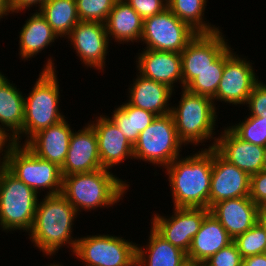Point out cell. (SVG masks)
I'll return each instance as SVG.
<instances>
[{
  "mask_svg": "<svg viewBox=\"0 0 266 266\" xmlns=\"http://www.w3.org/2000/svg\"><path fill=\"white\" fill-rule=\"evenodd\" d=\"M9 13L12 14L10 6H9V1L0 0V19L3 18L4 16L9 15Z\"/></svg>",
  "mask_w": 266,
  "mask_h": 266,
  "instance_id": "42",
  "label": "cell"
},
{
  "mask_svg": "<svg viewBox=\"0 0 266 266\" xmlns=\"http://www.w3.org/2000/svg\"><path fill=\"white\" fill-rule=\"evenodd\" d=\"M80 21L105 23L116 0H75Z\"/></svg>",
  "mask_w": 266,
  "mask_h": 266,
  "instance_id": "34",
  "label": "cell"
},
{
  "mask_svg": "<svg viewBox=\"0 0 266 266\" xmlns=\"http://www.w3.org/2000/svg\"><path fill=\"white\" fill-rule=\"evenodd\" d=\"M233 242L221 223L209 212L203 219L199 231L193 237L187 257L200 262Z\"/></svg>",
  "mask_w": 266,
  "mask_h": 266,
  "instance_id": "23",
  "label": "cell"
},
{
  "mask_svg": "<svg viewBox=\"0 0 266 266\" xmlns=\"http://www.w3.org/2000/svg\"><path fill=\"white\" fill-rule=\"evenodd\" d=\"M231 49L229 46L225 50L224 71L213 102L216 100L235 106L246 105L259 78L253 68L254 63L247 61L246 57H239Z\"/></svg>",
  "mask_w": 266,
  "mask_h": 266,
  "instance_id": "11",
  "label": "cell"
},
{
  "mask_svg": "<svg viewBox=\"0 0 266 266\" xmlns=\"http://www.w3.org/2000/svg\"><path fill=\"white\" fill-rule=\"evenodd\" d=\"M263 170H266V147L264 149Z\"/></svg>",
  "mask_w": 266,
  "mask_h": 266,
  "instance_id": "46",
  "label": "cell"
},
{
  "mask_svg": "<svg viewBox=\"0 0 266 266\" xmlns=\"http://www.w3.org/2000/svg\"><path fill=\"white\" fill-rule=\"evenodd\" d=\"M250 199L261 209H266V170L250 176Z\"/></svg>",
  "mask_w": 266,
  "mask_h": 266,
  "instance_id": "37",
  "label": "cell"
},
{
  "mask_svg": "<svg viewBox=\"0 0 266 266\" xmlns=\"http://www.w3.org/2000/svg\"><path fill=\"white\" fill-rule=\"evenodd\" d=\"M19 33V55L24 61L35 57L59 39L39 10L27 18Z\"/></svg>",
  "mask_w": 266,
  "mask_h": 266,
  "instance_id": "25",
  "label": "cell"
},
{
  "mask_svg": "<svg viewBox=\"0 0 266 266\" xmlns=\"http://www.w3.org/2000/svg\"><path fill=\"white\" fill-rule=\"evenodd\" d=\"M3 165L38 195L41 189L49 190L46 191L47 195L61 193L63 181L61 168L36 156L24 144L10 143Z\"/></svg>",
  "mask_w": 266,
  "mask_h": 266,
  "instance_id": "7",
  "label": "cell"
},
{
  "mask_svg": "<svg viewBox=\"0 0 266 266\" xmlns=\"http://www.w3.org/2000/svg\"><path fill=\"white\" fill-rule=\"evenodd\" d=\"M38 10L60 38H67L80 21L75 0H47Z\"/></svg>",
  "mask_w": 266,
  "mask_h": 266,
  "instance_id": "28",
  "label": "cell"
},
{
  "mask_svg": "<svg viewBox=\"0 0 266 266\" xmlns=\"http://www.w3.org/2000/svg\"><path fill=\"white\" fill-rule=\"evenodd\" d=\"M96 118V121H90L89 124L96 133L102 168L110 170L123 160L134 159L133 145L116 124L106 115Z\"/></svg>",
  "mask_w": 266,
  "mask_h": 266,
  "instance_id": "18",
  "label": "cell"
},
{
  "mask_svg": "<svg viewBox=\"0 0 266 266\" xmlns=\"http://www.w3.org/2000/svg\"><path fill=\"white\" fill-rule=\"evenodd\" d=\"M148 244H137L136 266H179L187 256L184 251L164 239L152 226Z\"/></svg>",
  "mask_w": 266,
  "mask_h": 266,
  "instance_id": "27",
  "label": "cell"
},
{
  "mask_svg": "<svg viewBox=\"0 0 266 266\" xmlns=\"http://www.w3.org/2000/svg\"><path fill=\"white\" fill-rule=\"evenodd\" d=\"M173 215L166 216L153 214L152 227L173 246L186 254L193 237L199 231L204 217L210 212L207 208H176Z\"/></svg>",
  "mask_w": 266,
  "mask_h": 266,
  "instance_id": "13",
  "label": "cell"
},
{
  "mask_svg": "<svg viewBox=\"0 0 266 266\" xmlns=\"http://www.w3.org/2000/svg\"><path fill=\"white\" fill-rule=\"evenodd\" d=\"M213 99L191 93L185 88L182 89L181 99L177 107H171V114L175 121V127L179 140L184 144L198 146L207 140H214L207 146L212 149L215 147L216 138L215 126L218 114Z\"/></svg>",
  "mask_w": 266,
  "mask_h": 266,
  "instance_id": "5",
  "label": "cell"
},
{
  "mask_svg": "<svg viewBox=\"0 0 266 266\" xmlns=\"http://www.w3.org/2000/svg\"><path fill=\"white\" fill-rule=\"evenodd\" d=\"M225 66V51L199 76L194 78L185 89L191 93L213 99L216 95Z\"/></svg>",
  "mask_w": 266,
  "mask_h": 266,
  "instance_id": "31",
  "label": "cell"
},
{
  "mask_svg": "<svg viewBox=\"0 0 266 266\" xmlns=\"http://www.w3.org/2000/svg\"><path fill=\"white\" fill-rule=\"evenodd\" d=\"M108 38L115 42H140L143 19L125 0H116L105 22ZM115 38V39H114Z\"/></svg>",
  "mask_w": 266,
  "mask_h": 266,
  "instance_id": "24",
  "label": "cell"
},
{
  "mask_svg": "<svg viewBox=\"0 0 266 266\" xmlns=\"http://www.w3.org/2000/svg\"><path fill=\"white\" fill-rule=\"evenodd\" d=\"M66 119L34 134L24 145L36 156L62 167L73 133Z\"/></svg>",
  "mask_w": 266,
  "mask_h": 266,
  "instance_id": "21",
  "label": "cell"
},
{
  "mask_svg": "<svg viewBox=\"0 0 266 266\" xmlns=\"http://www.w3.org/2000/svg\"><path fill=\"white\" fill-rule=\"evenodd\" d=\"M243 258L234 242L220 249L203 262V266H242Z\"/></svg>",
  "mask_w": 266,
  "mask_h": 266,
  "instance_id": "35",
  "label": "cell"
},
{
  "mask_svg": "<svg viewBox=\"0 0 266 266\" xmlns=\"http://www.w3.org/2000/svg\"><path fill=\"white\" fill-rule=\"evenodd\" d=\"M179 266H203V263L186 256Z\"/></svg>",
  "mask_w": 266,
  "mask_h": 266,
  "instance_id": "43",
  "label": "cell"
},
{
  "mask_svg": "<svg viewBox=\"0 0 266 266\" xmlns=\"http://www.w3.org/2000/svg\"><path fill=\"white\" fill-rule=\"evenodd\" d=\"M242 266H266V253L243 258Z\"/></svg>",
  "mask_w": 266,
  "mask_h": 266,
  "instance_id": "40",
  "label": "cell"
},
{
  "mask_svg": "<svg viewBox=\"0 0 266 266\" xmlns=\"http://www.w3.org/2000/svg\"><path fill=\"white\" fill-rule=\"evenodd\" d=\"M259 221L264 225L266 231V209L261 211Z\"/></svg>",
  "mask_w": 266,
  "mask_h": 266,
  "instance_id": "44",
  "label": "cell"
},
{
  "mask_svg": "<svg viewBox=\"0 0 266 266\" xmlns=\"http://www.w3.org/2000/svg\"><path fill=\"white\" fill-rule=\"evenodd\" d=\"M184 144L177 135L172 114L156 116L133 145L134 159L165 168L180 157ZM160 165V166H159Z\"/></svg>",
  "mask_w": 266,
  "mask_h": 266,
  "instance_id": "8",
  "label": "cell"
},
{
  "mask_svg": "<svg viewBox=\"0 0 266 266\" xmlns=\"http://www.w3.org/2000/svg\"><path fill=\"white\" fill-rule=\"evenodd\" d=\"M212 164L213 148H202L165 167L174 207L209 209Z\"/></svg>",
  "mask_w": 266,
  "mask_h": 266,
  "instance_id": "1",
  "label": "cell"
},
{
  "mask_svg": "<svg viewBox=\"0 0 266 266\" xmlns=\"http://www.w3.org/2000/svg\"><path fill=\"white\" fill-rule=\"evenodd\" d=\"M10 81L0 86V130L12 141L22 131L25 106L22 92Z\"/></svg>",
  "mask_w": 266,
  "mask_h": 266,
  "instance_id": "26",
  "label": "cell"
},
{
  "mask_svg": "<svg viewBox=\"0 0 266 266\" xmlns=\"http://www.w3.org/2000/svg\"><path fill=\"white\" fill-rule=\"evenodd\" d=\"M7 80V77L0 72V86Z\"/></svg>",
  "mask_w": 266,
  "mask_h": 266,
  "instance_id": "45",
  "label": "cell"
},
{
  "mask_svg": "<svg viewBox=\"0 0 266 266\" xmlns=\"http://www.w3.org/2000/svg\"><path fill=\"white\" fill-rule=\"evenodd\" d=\"M198 33L168 8L143 20L145 49L181 53Z\"/></svg>",
  "mask_w": 266,
  "mask_h": 266,
  "instance_id": "10",
  "label": "cell"
},
{
  "mask_svg": "<svg viewBox=\"0 0 266 266\" xmlns=\"http://www.w3.org/2000/svg\"><path fill=\"white\" fill-rule=\"evenodd\" d=\"M249 194L250 176L224 159L213 148L209 209L219 201L248 197Z\"/></svg>",
  "mask_w": 266,
  "mask_h": 266,
  "instance_id": "15",
  "label": "cell"
},
{
  "mask_svg": "<svg viewBox=\"0 0 266 266\" xmlns=\"http://www.w3.org/2000/svg\"><path fill=\"white\" fill-rule=\"evenodd\" d=\"M261 211L249 196L222 200L210 208V213L233 239L252 228Z\"/></svg>",
  "mask_w": 266,
  "mask_h": 266,
  "instance_id": "20",
  "label": "cell"
},
{
  "mask_svg": "<svg viewBox=\"0 0 266 266\" xmlns=\"http://www.w3.org/2000/svg\"><path fill=\"white\" fill-rule=\"evenodd\" d=\"M109 118L134 145L140 133L152 123L156 115L126 102L115 108L112 117L109 116Z\"/></svg>",
  "mask_w": 266,
  "mask_h": 266,
  "instance_id": "29",
  "label": "cell"
},
{
  "mask_svg": "<svg viewBox=\"0 0 266 266\" xmlns=\"http://www.w3.org/2000/svg\"><path fill=\"white\" fill-rule=\"evenodd\" d=\"M133 84H130L128 103L134 107L149 111L156 116L171 113L168 104L173 90L165 84L143 77L137 74ZM132 85V86H131Z\"/></svg>",
  "mask_w": 266,
  "mask_h": 266,
  "instance_id": "22",
  "label": "cell"
},
{
  "mask_svg": "<svg viewBox=\"0 0 266 266\" xmlns=\"http://www.w3.org/2000/svg\"><path fill=\"white\" fill-rule=\"evenodd\" d=\"M214 149L249 176L263 170L265 147L242 140L228 126L217 137Z\"/></svg>",
  "mask_w": 266,
  "mask_h": 266,
  "instance_id": "17",
  "label": "cell"
},
{
  "mask_svg": "<svg viewBox=\"0 0 266 266\" xmlns=\"http://www.w3.org/2000/svg\"><path fill=\"white\" fill-rule=\"evenodd\" d=\"M144 20L167 8V0H125Z\"/></svg>",
  "mask_w": 266,
  "mask_h": 266,
  "instance_id": "38",
  "label": "cell"
},
{
  "mask_svg": "<svg viewBox=\"0 0 266 266\" xmlns=\"http://www.w3.org/2000/svg\"><path fill=\"white\" fill-rule=\"evenodd\" d=\"M10 143H12V142L0 130V154L2 153L1 155L3 156V157H1V155H0V165H2L4 163L6 150H7V147L10 145Z\"/></svg>",
  "mask_w": 266,
  "mask_h": 266,
  "instance_id": "41",
  "label": "cell"
},
{
  "mask_svg": "<svg viewBox=\"0 0 266 266\" xmlns=\"http://www.w3.org/2000/svg\"><path fill=\"white\" fill-rule=\"evenodd\" d=\"M52 59V57L48 58L32 91L29 92L28 97L24 96L23 128L11 141L12 143L21 145L23 136V138L27 137L22 143L25 144L34 134L67 118L59 110L60 85L57 80L56 66Z\"/></svg>",
  "mask_w": 266,
  "mask_h": 266,
  "instance_id": "3",
  "label": "cell"
},
{
  "mask_svg": "<svg viewBox=\"0 0 266 266\" xmlns=\"http://www.w3.org/2000/svg\"><path fill=\"white\" fill-rule=\"evenodd\" d=\"M229 128L242 140L266 147V119L246 116L243 121Z\"/></svg>",
  "mask_w": 266,
  "mask_h": 266,
  "instance_id": "33",
  "label": "cell"
},
{
  "mask_svg": "<svg viewBox=\"0 0 266 266\" xmlns=\"http://www.w3.org/2000/svg\"><path fill=\"white\" fill-rule=\"evenodd\" d=\"M246 104L251 111L248 116H258L266 119V84L264 82L259 80L255 84Z\"/></svg>",
  "mask_w": 266,
  "mask_h": 266,
  "instance_id": "36",
  "label": "cell"
},
{
  "mask_svg": "<svg viewBox=\"0 0 266 266\" xmlns=\"http://www.w3.org/2000/svg\"><path fill=\"white\" fill-rule=\"evenodd\" d=\"M73 254L86 266H136L137 244L115 235L77 238Z\"/></svg>",
  "mask_w": 266,
  "mask_h": 266,
  "instance_id": "9",
  "label": "cell"
},
{
  "mask_svg": "<svg viewBox=\"0 0 266 266\" xmlns=\"http://www.w3.org/2000/svg\"><path fill=\"white\" fill-rule=\"evenodd\" d=\"M80 61L86 67L104 70L109 41L105 23L79 21L67 37Z\"/></svg>",
  "mask_w": 266,
  "mask_h": 266,
  "instance_id": "14",
  "label": "cell"
},
{
  "mask_svg": "<svg viewBox=\"0 0 266 266\" xmlns=\"http://www.w3.org/2000/svg\"><path fill=\"white\" fill-rule=\"evenodd\" d=\"M222 30L198 33L180 53L183 88L210 65L229 47ZM226 40V41H225Z\"/></svg>",
  "mask_w": 266,
  "mask_h": 266,
  "instance_id": "12",
  "label": "cell"
},
{
  "mask_svg": "<svg viewBox=\"0 0 266 266\" xmlns=\"http://www.w3.org/2000/svg\"><path fill=\"white\" fill-rule=\"evenodd\" d=\"M9 6L13 13H20L24 9H30L32 6H36L39 9L47 0H8ZM38 4V6H37Z\"/></svg>",
  "mask_w": 266,
  "mask_h": 266,
  "instance_id": "39",
  "label": "cell"
},
{
  "mask_svg": "<svg viewBox=\"0 0 266 266\" xmlns=\"http://www.w3.org/2000/svg\"><path fill=\"white\" fill-rule=\"evenodd\" d=\"M138 74L170 87L179 82L183 89L181 54L171 51L144 49L137 54Z\"/></svg>",
  "mask_w": 266,
  "mask_h": 266,
  "instance_id": "19",
  "label": "cell"
},
{
  "mask_svg": "<svg viewBox=\"0 0 266 266\" xmlns=\"http://www.w3.org/2000/svg\"><path fill=\"white\" fill-rule=\"evenodd\" d=\"M38 200L33 189L0 165V228L3 231L18 229L29 233Z\"/></svg>",
  "mask_w": 266,
  "mask_h": 266,
  "instance_id": "6",
  "label": "cell"
},
{
  "mask_svg": "<svg viewBox=\"0 0 266 266\" xmlns=\"http://www.w3.org/2000/svg\"><path fill=\"white\" fill-rule=\"evenodd\" d=\"M242 258L266 253V231L258 221L252 228L233 239Z\"/></svg>",
  "mask_w": 266,
  "mask_h": 266,
  "instance_id": "32",
  "label": "cell"
},
{
  "mask_svg": "<svg viewBox=\"0 0 266 266\" xmlns=\"http://www.w3.org/2000/svg\"><path fill=\"white\" fill-rule=\"evenodd\" d=\"M48 266H63V265H61V264H59V263H58V264H56V263H55V264H51V263H50V265H48Z\"/></svg>",
  "mask_w": 266,
  "mask_h": 266,
  "instance_id": "47",
  "label": "cell"
},
{
  "mask_svg": "<svg viewBox=\"0 0 266 266\" xmlns=\"http://www.w3.org/2000/svg\"><path fill=\"white\" fill-rule=\"evenodd\" d=\"M77 215L80 213L61 193L45 194L36 206L34 223L28 233L30 241L46 256L56 255L67 244L73 252L77 239L72 237V228Z\"/></svg>",
  "mask_w": 266,
  "mask_h": 266,
  "instance_id": "2",
  "label": "cell"
},
{
  "mask_svg": "<svg viewBox=\"0 0 266 266\" xmlns=\"http://www.w3.org/2000/svg\"><path fill=\"white\" fill-rule=\"evenodd\" d=\"M208 0H167V8L197 33H213L220 30L204 21Z\"/></svg>",
  "mask_w": 266,
  "mask_h": 266,
  "instance_id": "30",
  "label": "cell"
},
{
  "mask_svg": "<svg viewBox=\"0 0 266 266\" xmlns=\"http://www.w3.org/2000/svg\"><path fill=\"white\" fill-rule=\"evenodd\" d=\"M129 185L108 169L101 168L63 176L61 194L79 213L98 207H112L126 195Z\"/></svg>",
  "mask_w": 266,
  "mask_h": 266,
  "instance_id": "4",
  "label": "cell"
},
{
  "mask_svg": "<svg viewBox=\"0 0 266 266\" xmlns=\"http://www.w3.org/2000/svg\"><path fill=\"white\" fill-rule=\"evenodd\" d=\"M101 168L96 133L88 123L77 132L73 131L70 137L67 156L61 167L62 176L89 173Z\"/></svg>",
  "mask_w": 266,
  "mask_h": 266,
  "instance_id": "16",
  "label": "cell"
}]
</instances>
